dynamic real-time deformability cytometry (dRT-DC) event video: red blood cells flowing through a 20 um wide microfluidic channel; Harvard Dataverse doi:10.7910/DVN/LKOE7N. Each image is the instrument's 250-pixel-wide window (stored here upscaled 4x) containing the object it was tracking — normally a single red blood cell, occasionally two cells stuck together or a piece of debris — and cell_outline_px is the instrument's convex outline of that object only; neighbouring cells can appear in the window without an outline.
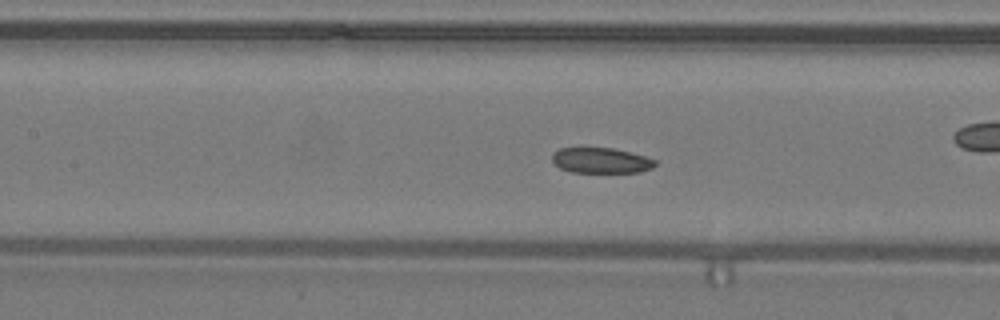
{"species": "common noctule bat (a hibernating species)", "species_latin": "Nyctalus noctula", "temperature_condition": "warm", "stored_images_in_passage": 49, "camera_frame_rate_fps": 3000, "um_per_image_px": 0.085, "animal": {"sex": "male", "body_mass_g": 19.2, "forearm_length_mm": 51.8}, "frame": {"image": 1, "passage_image": 22, "time_ms": 7.0, "image_size_px": [1000, 320], "cell_outline_px": [[656, 164], [652, 168], [640, 172], [572, 172], [560, 168], [552, 160], [552, 152], [560, 148], [612, 148], [644, 156], [656, 160]], "centroid_in_image_um": [51.07, 13.64], "position_along_channel_um": 156.3, "area_um2": 15.14}}
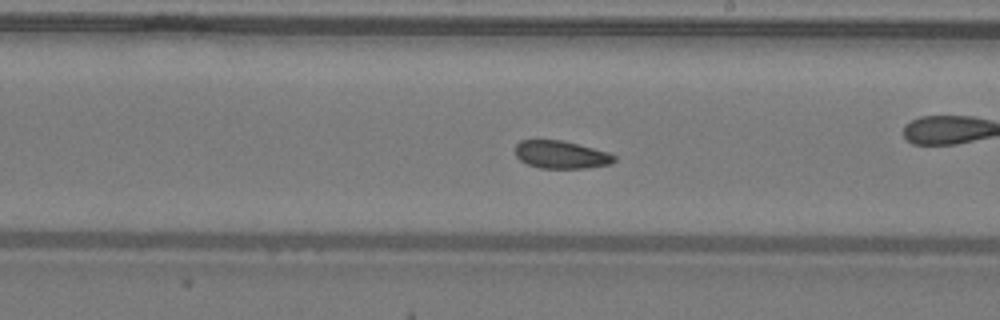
{"frame": {"image": 2, "passage_image": 28, "time_ms": 9.0, "image_size_px": [1000, 320], "cell_outline_px": [[616, 160], [612, 164], [584, 168], [540, 168], [528, 164], [520, 160], [516, 156], [516, 144], [520, 140], [560, 140], [608, 152], [616, 156]], "centroid_in_image_um": [47.7, 13.15], "position_along_channel_um": 241.3, "area_um2": 15.9}, "authors_computed_cell_mechanics": {"area_um2": 16.9354, "velocity_mm_per_s": 4.26, "shape_relaxation_time_tau1_ms": null, "shape_relaxation_time_tau2_ms": 2.6837, "deformation_change_tau1": null, "deformation_change_tau2": 0.0774}}